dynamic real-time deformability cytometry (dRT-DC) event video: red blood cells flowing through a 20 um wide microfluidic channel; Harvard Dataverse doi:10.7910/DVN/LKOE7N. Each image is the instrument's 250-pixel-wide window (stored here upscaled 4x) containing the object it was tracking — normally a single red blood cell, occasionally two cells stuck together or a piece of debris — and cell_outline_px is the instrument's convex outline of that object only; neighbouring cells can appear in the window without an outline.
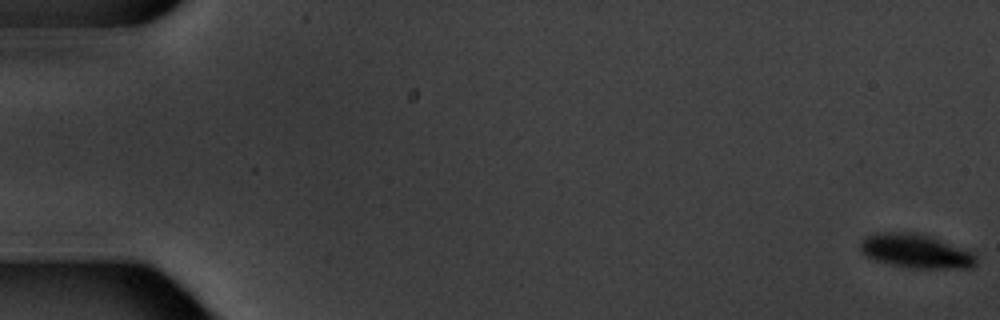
{"species": "common noctule bat (a hibernating species)", "species_latin": "Nyctalus noctula", "temperature_condition": "warm", "stored_images_in_passage": 7, "camera_frame_rate_fps": 3000, "um_per_image_px": 0.085, "animal": {"sex": "male", "body_mass_g": 20.1, "forearm_length_mm": 53.5}, "frame": {"image": 1, "passage_image": 1, "time_ms": 0.0, "image_size_px": [1000, 320], "cell_outline_px": [[976, 264], [972, 268], [916, 268], [892, 264], [876, 260], [860, 252], [860, 244], [868, 236], [876, 232], [916, 232], [940, 240], [972, 252], [976, 256]], "centroid_in_image_um": [77.85, 21.34], "position_along_channel_um": 7.1, "area_um2": 22.54}}
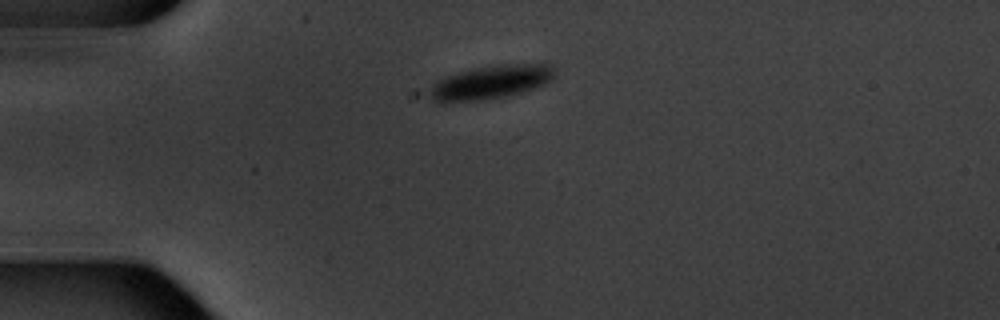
{"frame": {"image": 2, "passage_image": 7, "time_ms": 8.0, "image_size_px": [1000, 320], "cell_outline_px": [[556, 68], [552, 80], [544, 84], [508, 96], [484, 100], [444, 104], [432, 100], [428, 92], [432, 84], [436, 80], [444, 76], [456, 72], [472, 68], [496, 64], [552, 64]], "centroid_in_image_um": [41.64, 7.0], "position_along_channel_um": 43.4, "area_um2": 25.2}}